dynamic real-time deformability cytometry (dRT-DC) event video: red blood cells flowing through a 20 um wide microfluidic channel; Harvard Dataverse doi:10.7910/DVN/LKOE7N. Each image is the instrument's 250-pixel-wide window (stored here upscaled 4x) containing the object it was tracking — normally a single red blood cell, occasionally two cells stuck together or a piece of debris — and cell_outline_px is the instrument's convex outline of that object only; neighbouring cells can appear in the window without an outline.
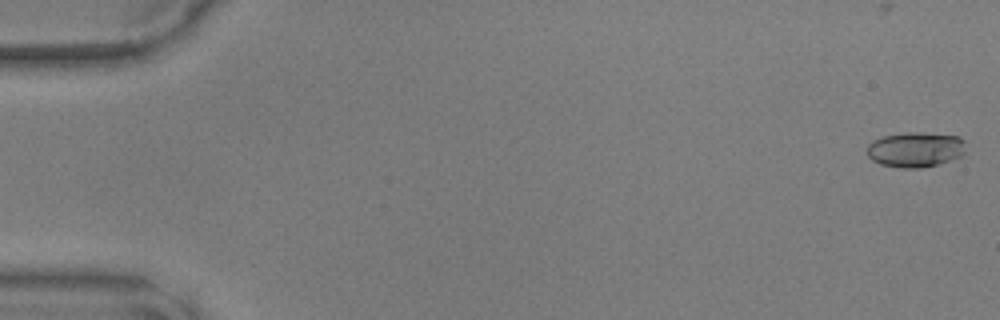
{"species": "common noctule bat (a hibernating species)", "species_latin": "Nyctalus noctula", "temperature_condition": "warm", "stored_images_in_passage": 49, "camera_frame_rate_fps": 3000, "um_per_image_px": 0.085, "animal": {"sex": "male", "body_mass_g": 17.9, "forearm_length_mm": 54.2}, "frame": {"image": 1, "passage_image": 1, "time_ms": 0.0, "image_size_px": [1000, 320], "cell_outline_px": [[964, 152], [960, 156], [936, 164], [920, 168], [900, 168], [880, 164], [872, 160], [868, 156], [868, 144], [872, 140], [884, 136], [908, 132], [916, 132], [960, 136], [964, 140]], "centroid_in_image_um": [77.78, 12.71], "position_along_channel_um": 7.2, "area_um2": 20.06}}
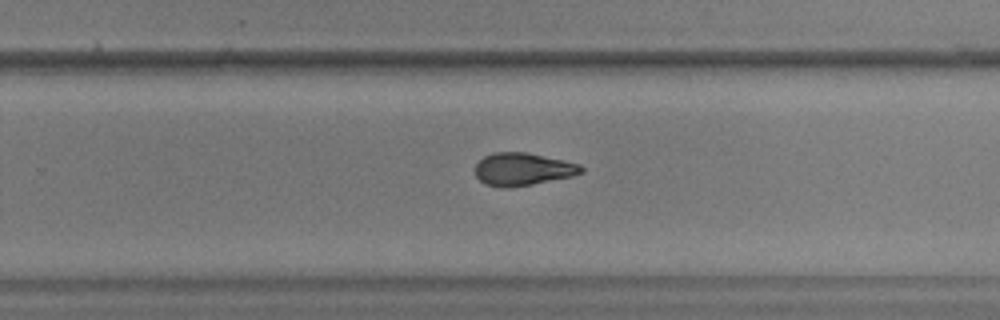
{"frame": {"image": 2, "passage_image": 32, "time_ms": 10.333, "image_size_px": [1000, 320], "cell_outline_px": [[584, 172], [572, 176], [532, 184], [508, 188], [500, 188], [484, 184], [476, 176], [476, 164], [484, 156], [496, 152], [528, 152], [564, 160], [580, 164], [584, 168]], "centroid_in_image_um": [44.44, 14.38], "position_along_channel_um": 285.4, "area_um2": 20.29}}
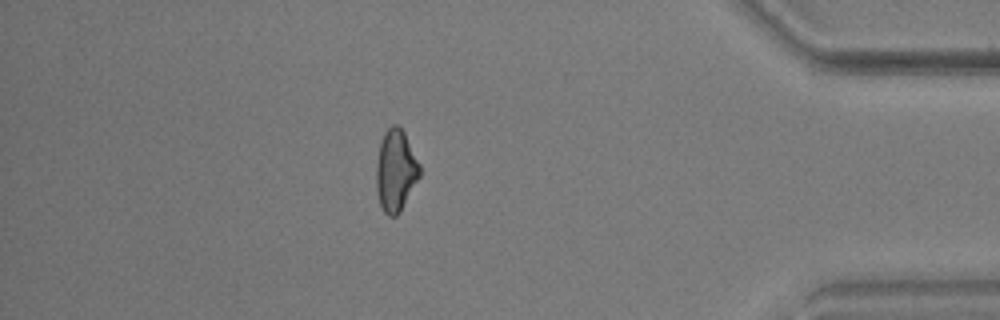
{"frame": {"image": 3, "passage_image": 43, "time_ms": 14.0, "image_size_px": [1000, 320], "cell_outline_px": [[420, 176], [400, 212], [396, 216], [388, 216], [384, 212], [380, 204], [376, 188], [376, 164], [380, 144], [384, 132], [392, 124], [396, 124], [404, 132], [420, 164]], "centroid_in_image_um": [33.63, 14.5], "position_along_channel_um": 401.6, "area_um2": 20.63}}